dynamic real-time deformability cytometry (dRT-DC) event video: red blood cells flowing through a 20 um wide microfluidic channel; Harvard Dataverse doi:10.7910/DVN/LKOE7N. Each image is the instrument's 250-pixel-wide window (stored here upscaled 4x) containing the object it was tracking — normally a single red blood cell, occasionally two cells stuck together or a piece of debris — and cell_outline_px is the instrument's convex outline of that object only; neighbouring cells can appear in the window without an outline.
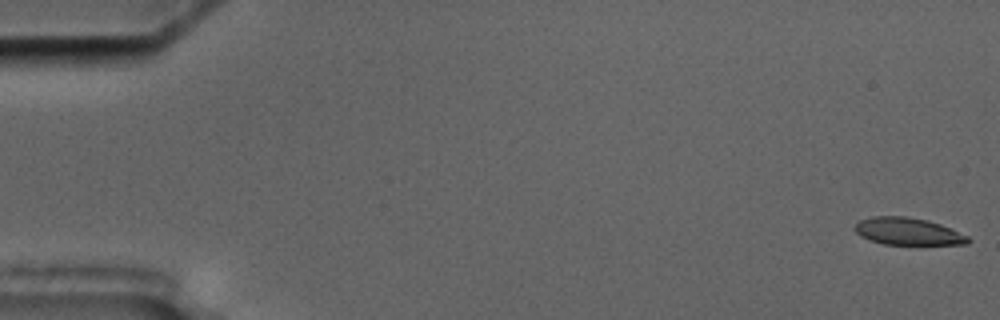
{"species": "common noctule bat (a hibernating species)", "species_latin": "Nyctalus noctula", "temperature_condition": "cold", "stored_images_in_passage": 7, "camera_frame_rate_fps": 3000, "um_per_image_px": 0.085, "animal": {"sex": "male", "body_mass_g": 17.5, "forearm_length_mm": 52.3}, "frame": {"image": 1, "passage_image": 1, "time_ms": 0.0, "image_size_px": [1000, 320], "cell_outline_px": [[972, 240], [968, 244], [884, 244], [868, 240], [860, 236], [852, 228], [860, 220], [872, 216], [904, 216], [928, 220], [940, 224], [968, 236]], "centroid_in_image_um": [77.14, 19.67], "position_along_channel_um": 7.9, "area_um2": 17.98}}
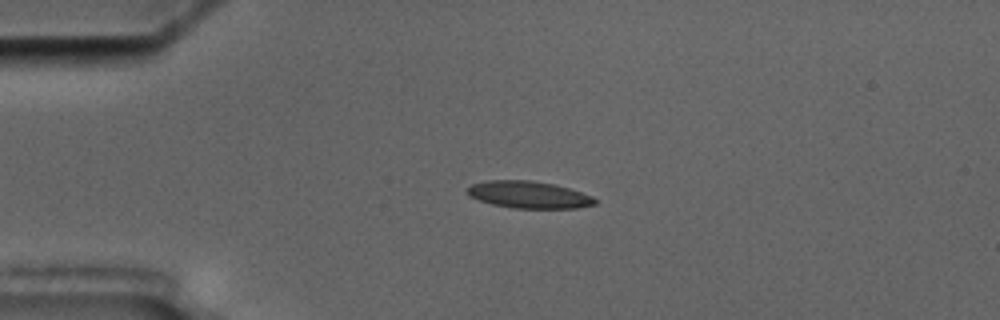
{"frame": {"image": 2, "passage_image": 5, "time_ms": 4.333, "image_size_px": [1000, 320], "cell_outline_px": [[596, 204], [576, 208], [512, 208], [492, 204], [468, 196], [468, 188], [472, 184], [488, 180], [532, 180], [552, 184], [568, 188], [592, 196], [596, 200]], "centroid_in_image_um": [44.93, 16.55], "position_along_channel_um": 40.1, "area_um2": 19.94}}